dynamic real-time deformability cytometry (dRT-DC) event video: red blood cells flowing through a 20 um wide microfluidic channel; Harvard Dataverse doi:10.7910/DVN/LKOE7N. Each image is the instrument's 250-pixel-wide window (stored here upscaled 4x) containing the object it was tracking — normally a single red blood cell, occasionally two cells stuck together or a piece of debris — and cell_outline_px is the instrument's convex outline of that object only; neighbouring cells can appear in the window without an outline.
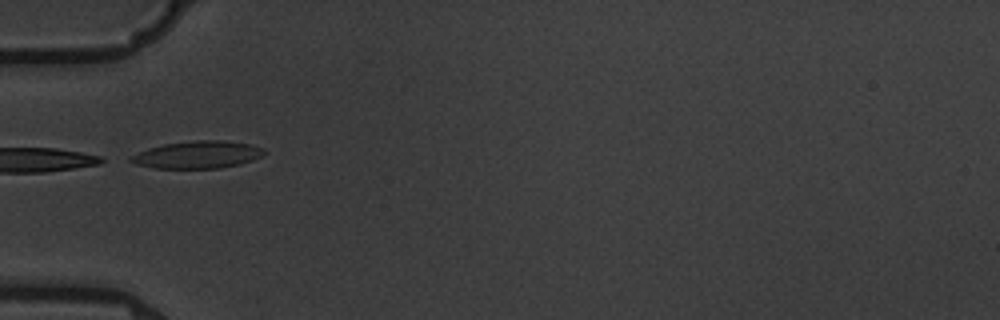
{"species": "common noctule bat (a hibernating species)", "species_latin": "Nyctalus noctula", "temperature_condition": "warm", "stored_images_in_passage": 8, "camera_frame_rate_fps": 3000, "um_per_image_px": 0.085, "animal": {"sex": "male", "body_mass_g": 19.5, "forearm_length_mm": 54.6}, "frame": {"image": 1, "passage_image": 6, "time_ms": 6.0, "image_size_px": [1000, 320], "cell_outline_px": [[268, 152], [264, 156], [240, 164], [220, 168], [156, 168], [136, 164], [128, 160], [128, 156], [148, 148], [164, 144], [196, 140], [224, 140], [252, 144], [264, 148]], "centroid_in_image_um": [16.83, 13.14], "position_along_channel_um": 68.2, "area_um2": 21.5}}
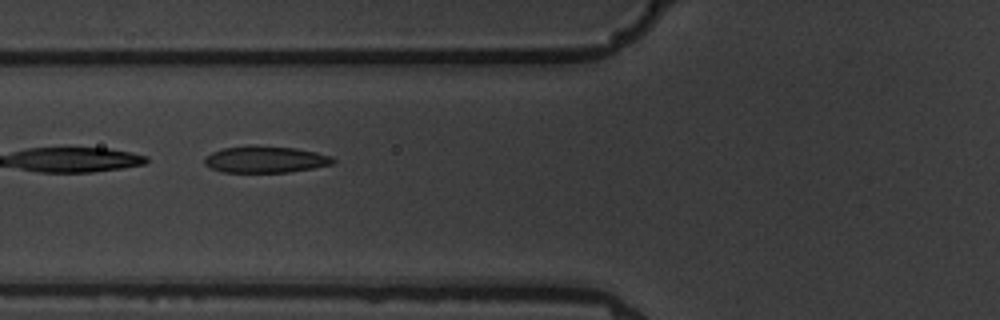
{"frame": {"image": 2, "passage_image": 7, "time_ms": 7.0, "image_size_px": [1000, 320], "cell_outline_px": [[336, 160], [332, 164], [312, 168], [288, 172], [224, 172], [212, 168], [204, 164], [204, 156], [212, 152], [224, 148], [296, 148], [316, 152], [332, 156]], "centroid_in_image_um": [22.58, 13.59], "position_along_channel_um": 103.2, "area_um2": 19.07}}
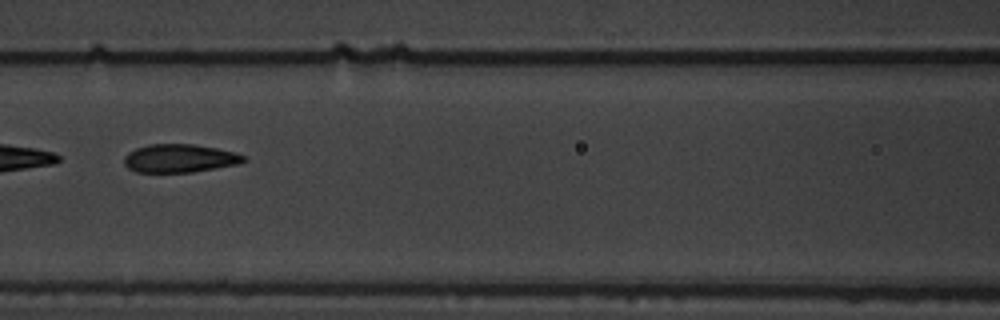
{"frame": {"image": 3, "passage_image": 8, "time_ms": 8.333, "image_size_px": [1000, 320], "cell_outline_px": [[248, 160], [240, 164], [192, 172], [136, 172], [128, 168], [124, 164], [124, 156], [128, 152], [136, 148], [148, 144], [192, 144], [216, 148], [236, 152], [244, 156]], "centroid_in_image_um": [15.28, 13.46], "position_along_channel_um": 151.3, "area_um2": 19.83}}